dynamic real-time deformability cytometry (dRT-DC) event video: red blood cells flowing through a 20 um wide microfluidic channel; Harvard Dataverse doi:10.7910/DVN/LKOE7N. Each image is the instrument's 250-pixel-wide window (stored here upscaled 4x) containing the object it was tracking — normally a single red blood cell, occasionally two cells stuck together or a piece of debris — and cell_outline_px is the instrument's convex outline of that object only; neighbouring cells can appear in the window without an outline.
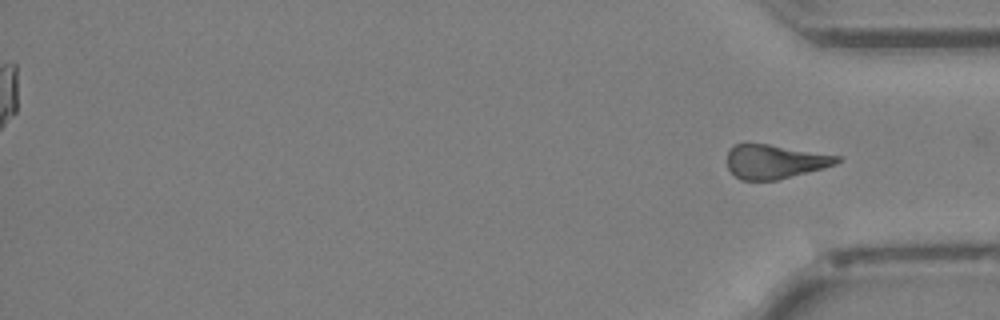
{"species": "Egyptian fruit bat (a non-hibernating species)", "species_latin": "Rousettus aegyptiacus", "temperature_condition": "cold", "stored_images_in_passage": 37, "segment_of_instrument_passage": [2, 2], "camera_frame_rate_fps": 3000, "um_per_image_px": 0.085, "animal": {"sex": "female"}, "frame": {"image": 1, "passage_image": 37, "time_ms": 12.0, "image_size_px": [1000, 320], "cell_outline_px": [[840, 160], [836, 164], [824, 168], [776, 180], [740, 180], [728, 168], [728, 148], [732, 144], [744, 140], [840, 156]], "centroid_in_image_um": [65.79, 13.69], "position_along_channel_um": 369.4, "area_um2": 22.14}}